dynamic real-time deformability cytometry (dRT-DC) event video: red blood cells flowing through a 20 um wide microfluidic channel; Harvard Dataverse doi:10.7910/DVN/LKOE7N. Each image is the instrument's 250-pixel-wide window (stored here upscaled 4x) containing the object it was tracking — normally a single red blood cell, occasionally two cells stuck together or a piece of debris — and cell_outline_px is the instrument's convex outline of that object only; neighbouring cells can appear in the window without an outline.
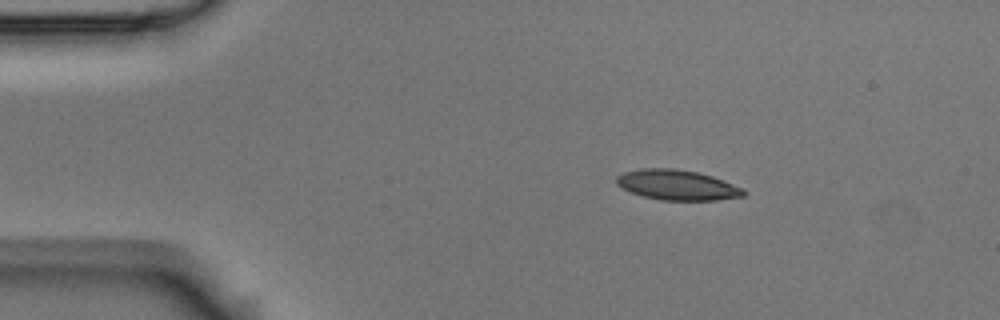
{"species": "Egyptian fruit bat (a non-hibernating species)", "species_latin": "Rousettus aegyptiacus", "temperature_condition": "room temperature", "stored_images_in_passage": 8, "camera_frame_rate_fps": 3000, "um_per_image_px": 0.085, "animal": {"sex": "male"}, "frame": {"image": 1, "passage_image": 2, "time_ms": 0.333, "image_size_px": [1000, 320], "cell_outline_px": [[744, 196], [716, 200], [660, 200], [644, 196], [620, 188], [616, 184], [616, 176], [624, 172], [640, 168], [676, 168], [696, 172], [712, 176], [744, 188]], "centroid_in_image_um": [57.53, 15.71], "position_along_channel_um": 27.5, "area_um2": 22.37}}
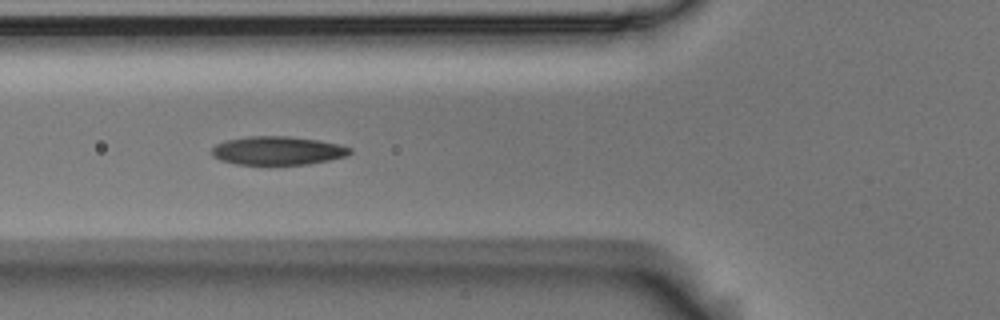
{"frame": {"image": 2, "passage_image": 5, "time_ms": 1.333, "image_size_px": [1000, 320], "cell_outline_px": [[352, 152], [348, 156], [308, 164], [236, 164], [220, 160], [212, 156], [212, 148], [216, 144], [224, 140], [248, 136], [288, 136], [320, 140], [340, 144], [352, 148]], "centroid_in_image_um": [23.61, 12.79], "position_along_channel_um": 102.2, "area_um2": 23.12}}
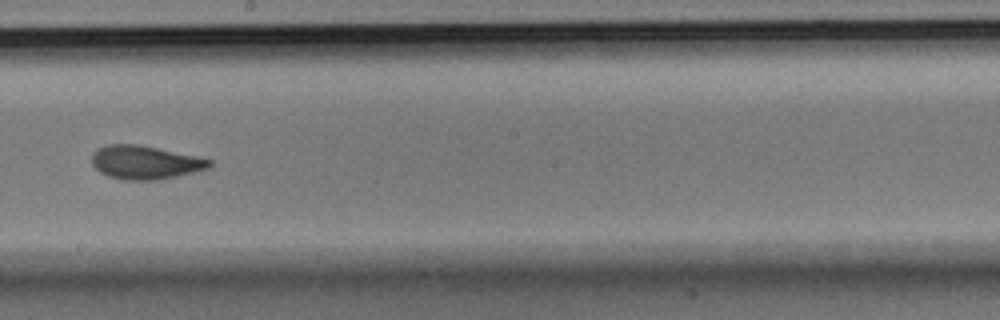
{"frame": {"image": 3, "passage_image": 8, "time_ms": 2.333, "image_size_px": [1000, 320], "cell_outline_px": [[212, 164], [208, 168], [176, 176], [156, 180], [124, 180], [108, 176], [100, 172], [92, 164], [92, 152], [96, 148], [108, 144], [140, 144], [196, 156], [212, 160]], "centroid_in_image_um": [12.29, 13.79], "position_along_channel_um": 235.9, "area_um2": 23.0}}